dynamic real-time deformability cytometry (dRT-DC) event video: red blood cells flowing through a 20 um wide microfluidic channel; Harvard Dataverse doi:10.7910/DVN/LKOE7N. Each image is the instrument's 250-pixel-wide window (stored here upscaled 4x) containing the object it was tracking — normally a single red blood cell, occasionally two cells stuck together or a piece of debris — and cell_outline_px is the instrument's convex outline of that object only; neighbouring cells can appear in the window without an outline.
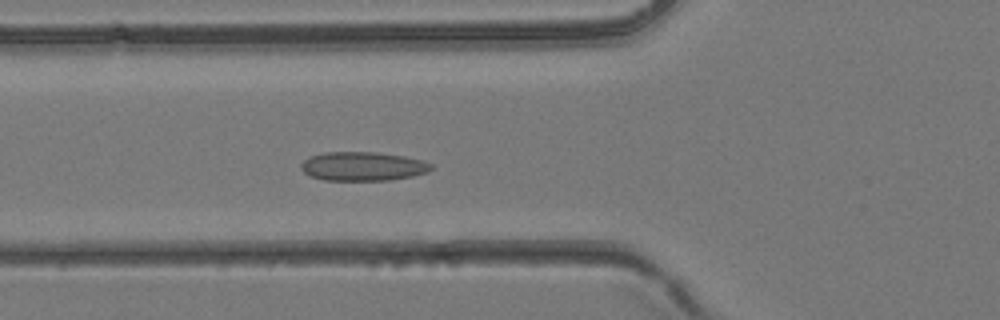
{"species": "common noctule bat (a hibernating species)", "species_latin": "Nyctalus noctula", "temperature_condition": "room temperature", "stored_images_in_passage": 36, "camera_frame_rate_fps": 3000, "um_per_image_px": 0.085, "animal": {"sex": "female", "body_mass_g": 24.6, "forearm_length_mm": 56.2}, "frame": {"image": 1, "passage_image": 12, "time_ms": 3.667, "image_size_px": [1000, 320], "cell_outline_px": [[432, 168], [424, 172], [412, 176], [388, 180], [324, 180], [312, 176], [304, 172], [300, 168], [300, 164], [304, 160], [312, 156], [324, 152], [376, 152], [404, 156], [420, 160], [432, 164]], "centroid_in_image_um": [30.8, 14.13], "position_along_channel_um": 95.0, "area_um2": 21.68}}
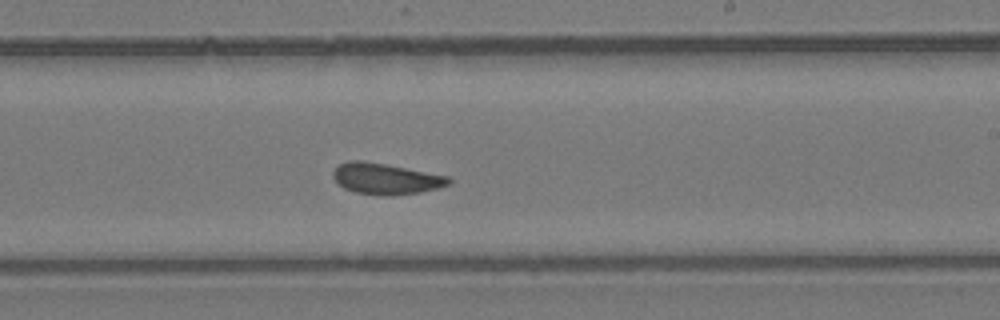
{"frame": {"image": 2, "passage_image": 22, "time_ms": 7.0, "image_size_px": [1000, 320], "cell_outline_px": [[452, 180], [448, 184], [436, 188], [420, 192], [392, 196], [384, 196], [356, 192], [344, 188], [332, 176], [332, 172], [340, 164], [348, 160], [364, 160], [448, 176]], "centroid_in_image_um": [32.77, 15.19], "position_along_channel_um": 256.2, "area_um2": 20.75}}
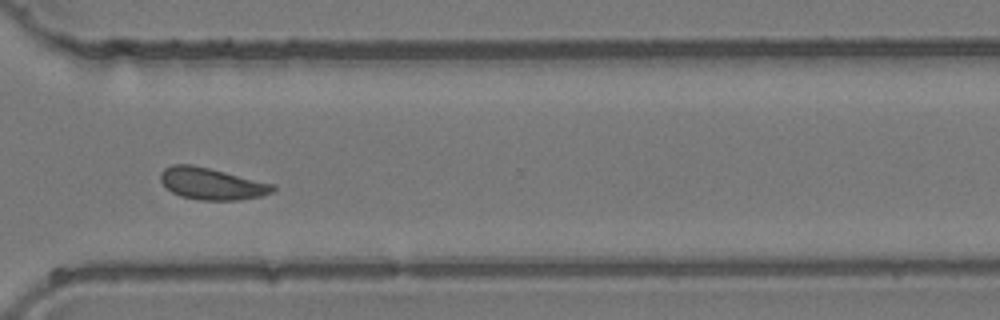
{"frame": {"image": 3, "passage_image": 28, "time_ms": 9.0, "image_size_px": [1000, 320], "cell_outline_px": [[276, 188], [272, 192], [260, 196], [240, 200], [200, 200], [180, 196], [172, 192], [160, 180], [160, 172], [164, 168], [172, 164], [192, 164], [276, 184]], "centroid_in_image_um": [18.0, 15.61], "position_along_channel_um": 352.6, "area_um2": 20.87}}